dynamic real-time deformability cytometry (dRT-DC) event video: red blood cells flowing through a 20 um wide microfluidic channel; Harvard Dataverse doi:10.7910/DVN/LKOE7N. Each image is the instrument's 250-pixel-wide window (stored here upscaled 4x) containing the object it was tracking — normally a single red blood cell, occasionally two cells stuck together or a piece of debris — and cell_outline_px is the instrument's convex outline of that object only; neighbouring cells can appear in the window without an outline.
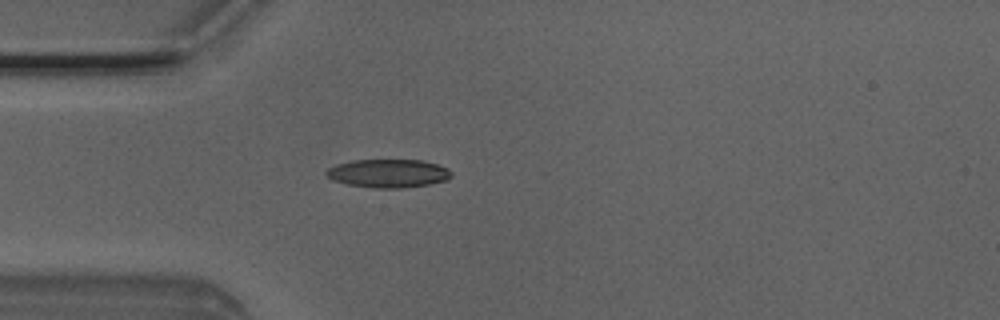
{"species": "Egyptian fruit bat (a non-hibernating species)", "species_latin": "Rousettus aegyptiacus", "temperature_condition": "room temperature", "stored_images_in_passage": 4, "camera_frame_rate_fps": 3000, "um_per_image_px": 0.085, "animal": {"sex": "male"}, "frame": {"image": 1, "passage_image": 4, "time_ms": 1.0, "image_size_px": [1000, 320], "cell_outline_px": [[452, 176], [448, 180], [428, 184], [404, 188], [372, 188], [348, 184], [332, 180], [324, 172], [328, 168], [336, 164], [352, 160], [424, 160], [448, 168], [452, 172]], "centroid_in_image_um": [33.01, 14.73], "position_along_channel_um": 52.0, "area_um2": 20.81}}